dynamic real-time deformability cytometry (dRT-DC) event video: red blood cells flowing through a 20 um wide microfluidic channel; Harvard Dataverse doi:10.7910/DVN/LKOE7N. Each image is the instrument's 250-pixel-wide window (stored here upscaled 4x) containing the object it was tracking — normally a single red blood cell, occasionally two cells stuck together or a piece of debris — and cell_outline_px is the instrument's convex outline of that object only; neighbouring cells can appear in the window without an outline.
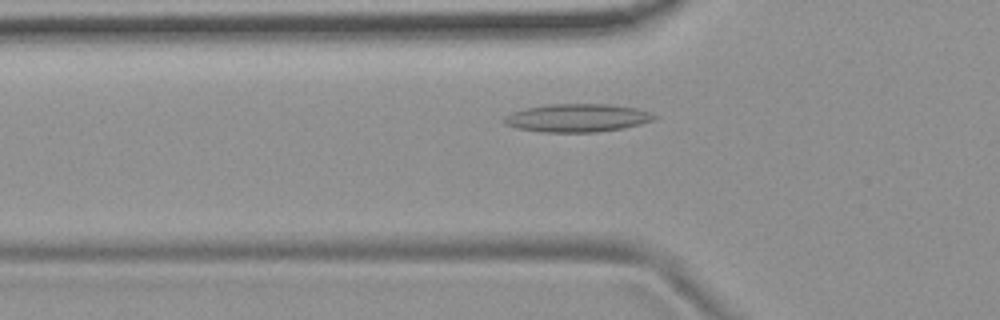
{"species": "common noctule bat (a hibernating species)", "species_latin": "Nyctalus noctula", "temperature_condition": "room temperature", "stored_images_in_passage": 49, "camera_frame_rate_fps": 3000, "um_per_image_px": 0.085, "animal": {"sex": "female", "body_mass_g": 19.9}, "frame": {"image": 1, "passage_image": 14, "time_ms": 4.333, "image_size_px": [1000, 320], "cell_outline_px": [[660, 116], [652, 120], [640, 124], [620, 128], [596, 132], [540, 132], [516, 128], [504, 124], [500, 120], [504, 116], [512, 112], [524, 108], [548, 104], [608, 104], [636, 108], [652, 112]], "centroid_in_image_um": [49.02, 10.02], "position_along_channel_um": 76.8, "area_um2": 24.8}}
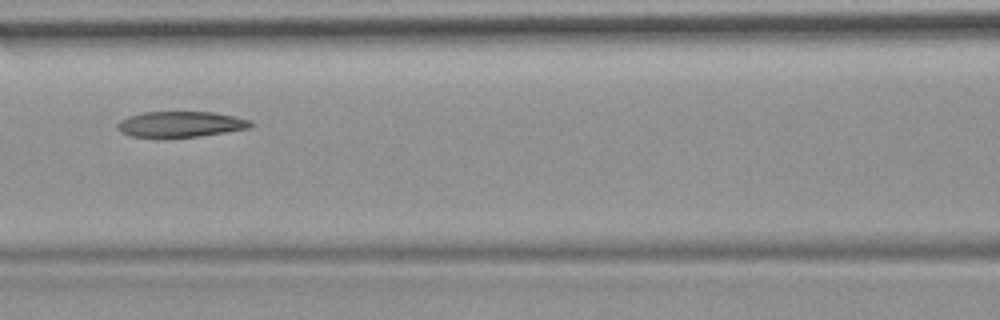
{"frame": {"image": 2, "passage_image": 20, "time_ms": 6.333, "image_size_px": [1000, 320], "cell_outline_px": [[256, 124], [252, 128], [200, 136], [132, 136], [120, 132], [116, 128], [116, 124], [120, 120], [128, 116], [144, 112], [212, 112], [252, 120]], "centroid_in_image_um": [15.39, 10.54], "position_along_channel_um": 151.2, "area_um2": 19.83}}
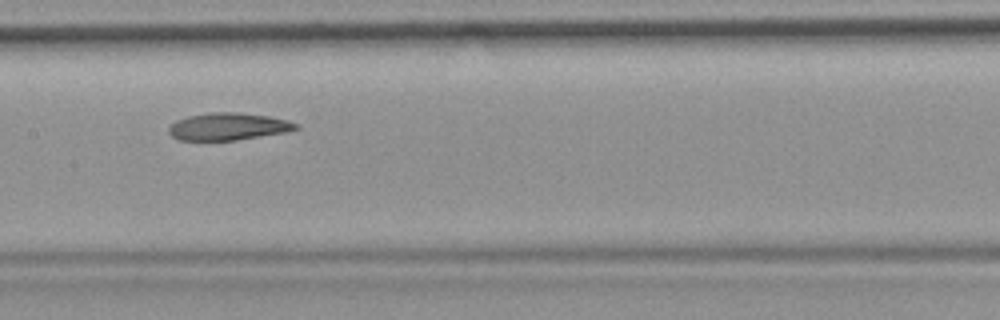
{"frame": {"image": 3, "passage_image": 23, "time_ms": 7.333, "image_size_px": [1000, 320], "cell_outline_px": [[300, 128], [288, 132], [236, 140], [180, 140], [172, 136], [168, 132], [168, 128], [176, 120], [188, 116], [212, 112], [236, 112], [268, 116], [288, 120], [300, 124]], "centroid_in_image_um": [19.44, 10.75], "position_along_channel_um": 188.0, "area_um2": 20.29}, "authors_computed_cell_mechanics": {"area_um2": 21.1548, "velocity_mm_per_s": 3.6982, "shape_relaxation_time_tau1_ms": null, "shape_relaxation_time_tau2_ms": 4.9474, "deformation_change_tau1": null, "deformation_change_tau2": 0.1275}}